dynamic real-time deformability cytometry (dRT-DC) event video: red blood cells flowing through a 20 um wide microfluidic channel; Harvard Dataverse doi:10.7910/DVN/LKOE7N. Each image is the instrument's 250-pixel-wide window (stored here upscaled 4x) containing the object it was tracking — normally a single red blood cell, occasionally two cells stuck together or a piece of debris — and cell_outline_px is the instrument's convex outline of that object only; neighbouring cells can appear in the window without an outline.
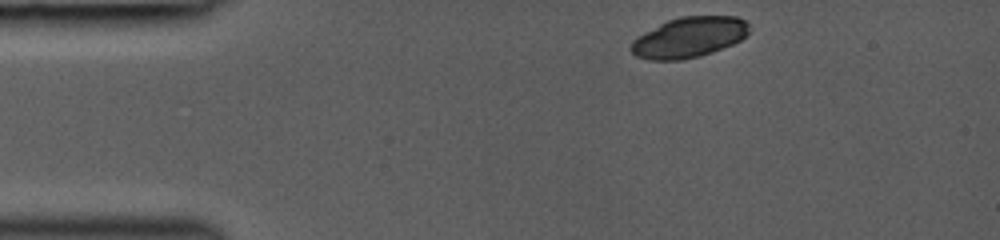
{"species": "common noctule bat (a hibernating species)", "species_latin": "Nyctalus noctula", "temperature_condition": "room temperature", "stored_images_in_passage": 19, "camera_frame_rate_fps": 3000, "um_per_image_px": 0.085, "animal": {"sex": "female", "body_mass_g": 19.0, "forearm_length_mm": 53.3}, "frame": {"image": 1, "passage_image": 1, "time_ms": 0.0, "image_size_px": [1000, 240], "cell_outline_px": [[748, 32], [740, 40], [732, 44], [712, 52], [700, 56], [680, 60], [648, 60], [636, 56], [628, 48], [632, 40], [636, 36], [668, 20], [680, 16], [736, 16], [744, 20], [748, 24]], "centroid_in_image_um": [58.52, 3.18], "position_along_channel_um": 26.5, "area_um2": 27.86}}